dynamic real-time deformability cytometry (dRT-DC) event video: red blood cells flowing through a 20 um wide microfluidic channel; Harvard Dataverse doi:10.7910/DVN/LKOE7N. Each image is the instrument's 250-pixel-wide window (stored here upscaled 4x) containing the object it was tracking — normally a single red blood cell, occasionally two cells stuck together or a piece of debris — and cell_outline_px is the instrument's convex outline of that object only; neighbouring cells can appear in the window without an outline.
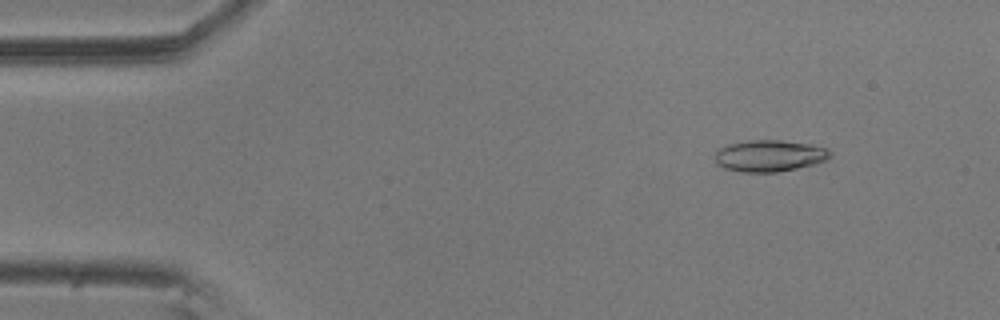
{"species": "common noctule bat (a hibernating species)", "species_latin": "Nyctalus noctula", "temperature_condition": "room temperature", "stored_images_in_passage": 57, "camera_frame_rate_fps": 3000, "um_per_image_px": 0.085, "animal": {"sex": "male", "body_mass_g": 20.5, "forearm_length_mm": 52.5}, "frame": {"image": 1, "passage_image": 7, "time_ms": 2.0, "image_size_px": [1000, 320], "cell_outline_px": [[832, 156], [828, 160], [796, 168], [776, 172], [740, 172], [724, 168], [716, 164], [716, 152], [720, 148], [728, 144], [748, 140], [780, 140], [812, 144], [828, 148], [832, 152]], "centroid_in_image_um": [65.43, 13.23], "position_along_channel_um": 19.6, "area_um2": 21.33}}
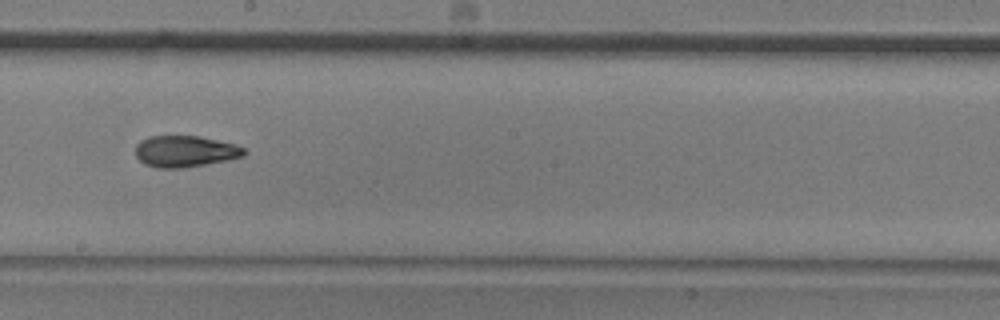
{"frame": {"image": 2, "passage_image": 32, "time_ms": 10.333, "image_size_px": [1000, 320], "cell_outline_px": [[244, 156], [228, 160], [184, 168], [156, 168], [144, 164], [136, 156], [136, 144], [140, 140], [148, 136], [200, 136], [232, 144], [244, 148]], "centroid_in_image_um": [15.68, 12.87], "position_along_channel_um": 232.5, "area_um2": 19.83}}
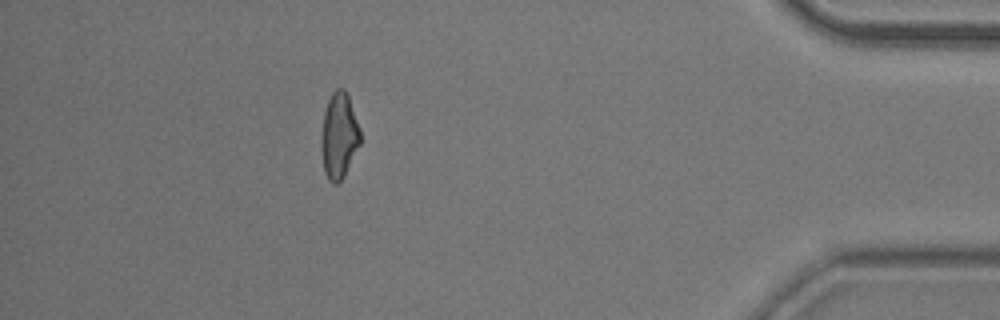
{"frame": {"image": 3, "passage_image": 51, "time_ms": 16.667, "image_size_px": [1000, 320], "cell_outline_px": [[360, 144], [344, 176], [336, 184], [332, 184], [328, 180], [324, 172], [320, 148], [320, 140], [324, 112], [328, 100], [332, 92], [336, 88], [344, 88], [348, 96], [360, 128]], "centroid_in_image_um": [28.79, 11.55], "position_along_channel_um": 406.4, "area_um2": 19.65}, "authors_computed_cell_mechanics": {"area_um2": 19.9988, "velocity_mm_per_s": 3.5406, "shape_relaxation_time_tau1_ms": 6.5883, "shape_relaxation_time_tau2_ms": 3.8454, "deformation_change_tau1": 0.2109, "deformation_change_tau2": 0.1209}}